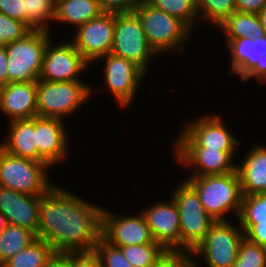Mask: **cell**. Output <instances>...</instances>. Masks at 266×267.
<instances>
[{
    "instance_id": "cell-11",
    "label": "cell",
    "mask_w": 266,
    "mask_h": 267,
    "mask_svg": "<svg viewBox=\"0 0 266 267\" xmlns=\"http://www.w3.org/2000/svg\"><path fill=\"white\" fill-rule=\"evenodd\" d=\"M102 60L105 63L102 73L106 80L105 85L110 90L109 93L120 107L128 108L135 100L146 73L135 63L111 52L100 57L93 64L101 63Z\"/></svg>"
},
{
    "instance_id": "cell-4",
    "label": "cell",
    "mask_w": 266,
    "mask_h": 267,
    "mask_svg": "<svg viewBox=\"0 0 266 267\" xmlns=\"http://www.w3.org/2000/svg\"><path fill=\"white\" fill-rule=\"evenodd\" d=\"M85 81L37 80V115L65 120L77 114L95 92ZM94 91V92H93ZM89 99V100H88Z\"/></svg>"
},
{
    "instance_id": "cell-36",
    "label": "cell",
    "mask_w": 266,
    "mask_h": 267,
    "mask_svg": "<svg viewBox=\"0 0 266 267\" xmlns=\"http://www.w3.org/2000/svg\"><path fill=\"white\" fill-rule=\"evenodd\" d=\"M143 0H98L103 12L106 13H131Z\"/></svg>"
},
{
    "instance_id": "cell-37",
    "label": "cell",
    "mask_w": 266,
    "mask_h": 267,
    "mask_svg": "<svg viewBox=\"0 0 266 267\" xmlns=\"http://www.w3.org/2000/svg\"><path fill=\"white\" fill-rule=\"evenodd\" d=\"M245 238L266 248V221H258L255 225H240Z\"/></svg>"
},
{
    "instance_id": "cell-39",
    "label": "cell",
    "mask_w": 266,
    "mask_h": 267,
    "mask_svg": "<svg viewBox=\"0 0 266 267\" xmlns=\"http://www.w3.org/2000/svg\"><path fill=\"white\" fill-rule=\"evenodd\" d=\"M71 267H101L94 251L71 252Z\"/></svg>"
},
{
    "instance_id": "cell-17",
    "label": "cell",
    "mask_w": 266,
    "mask_h": 267,
    "mask_svg": "<svg viewBox=\"0 0 266 267\" xmlns=\"http://www.w3.org/2000/svg\"><path fill=\"white\" fill-rule=\"evenodd\" d=\"M141 213L155 242L165 250H181L180 215L176 202L171 197L167 202L153 201Z\"/></svg>"
},
{
    "instance_id": "cell-7",
    "label": "cell",
    "mask_w": 266,
    "mask_h": 267,
    "mask_svg": "<svg viewBox=\"0 0 266 267\" xmlns=\"http://www.w3.org/2000/svg\"><path fill=\"white\" fill-rule=\"evenodd\" d=\"M48 169L45 163L13 156L0 147V187L41 196L54 185Z\"/></svg>"
},
{
    "instance_id": "cell-6",
    "label": "cell",
    "mask_w": 266,
    "mask_h": 267,
    "mask_svg": "<svg viewBox=\"0 0 266 267\" xmlns=\"http://www.w3.org/2000/svg\"><path fill=\"white\" fill-rule=\"evenodd\" d=\"M51 33L45 30H31L22 39L5 46L8 57L10 82L32 83L39 79L43 55Z\"/></svg>"
},
{
    "instance_id": "cell-21",
    "label": "cell",
    "mask_w": 266,
    "mask_h": 267,
    "mask_svg": "<svg viewBox=\"0 0 266 267\" xmlns=\"http://www.w3.org/2000/svg\"><path fill=\"white\" fill-rule=\"evenodd\" d=\"M253 146L237 163L242 195L266 193V145Z\"/></svg>"
},
{
    "instance_id": "cell-28",
    "label": "cell",
    "mask_w": 266,
    "mask_h": 267,
    "mask_svg": "<svg viewBox=\"0 0 266 267\" xmlns=\"http://www.w3.org/2000/svg\"><path fill=\"white\" fill-rule=\"evenodd\" d=\"M153 7L179 18L194 33L199 20L196 0H146Z\"/></svg>"
},
{
    "instance_id": "cell-33",
    "label": "cell",
    "mask_w": 266,
    "mask_h": 267,
    "mask_svg": "<svg viewBox=\"0 0 266 267\" xmlns=\"http://www.w3.org/2000/svg\"><path fill=\"white\" fill-rule=\"evenodd\" d=\"M93 251L98 256L101 267H133L123 256L119 247L109 244L102 237Z\"/></svg>"
},
{
    "instance_id": "cell-15",
    "label": "cell",
    "mask_w": 266,
    "mask_h": 267,
    "mask_svg": "<svg viewBox=\"0 0 266 267\" xmlns=\"http://www.w3.org/2000/svg\"><path fill=\"white\" fill-rule=\"evenodd\" d=\"M115 13L103 12L79 26L71 42L83 58L92 65L100 57L109 54L114 42ZM76 35V36H75Z\"/></svg>"
},
{
    "instance_id": "cell-10",
    "label": "cell",
    "mask_w": 266,
    "mask_h": 267,
    "mask_svg": "<svg viewBox=\"0 0 266 267\" xmlns=\"http://www.w3.org/2000/svg\"><path fill=\"white\" fill-rule=\"evenodd\" d=\"M219 114H206L186 122L172 146H201L219 150H238L234 137Z\"/></svg>"
},
{
    "instance_id": "cell-38",
    "label": "cell",
    "mask_w": 266,
    "mask_h": 267,
    "mask_svg": "<svg viewBox=\"0 0 266 267\" xmlns=\"http://www.w3.org/2000/svg\"><path fill=\"white\" fill-rule=\"evenodd\" d=\"M0 12L25 23L24 0H0Z\"/></svg>"
},
{
    "instance_id": "cell-12",
    "label": "cell",
    "mask_w": 266,
    "mask_h": 267,
    "mask_svg": "<svg viewBox=\"0 0 266 267\" xmlns=\"http://www.w3.org/2000/svg\"><path fill=\"white\" fill-rule=\"evenodd\" d=\"M230 54V76L238 75L241 81L255 79L266 84V35L261 38L245 37L225 39ZM253 78V79H251Z\"/></svg>"
},
{
    "instance_id": "cell-32",
    "label": "cell",
    "mask_w": 266,
    "mask_h": 267,
    "mask_svg": "<svg viewBox=\"0 0 266 267\" xmlns=\"http://www.w3.org/2000/svg\"><path fill=\"white\" fill-rule=\"evenodd\" d=\"M232 267H266V248L244 238Z\"/></svg>"
},
{
    "instance_id": "cell-43",
    "label": "cell",
    "mask_w": 266,
    "mask_h": 267,
    "mask_svg": "<svg viewBox=\"0 0 266 267\" xmlns=\"http://www.w3.org/2000/svg\"><path fill=\"white\" fill-rule=\"evenodd\" d=\"M258 16L266 34V5L259 11Z\"/></svg>"
},
{
    "instance_id": "cell-23",
    "label": "cell",
    "mask_w": 266,
    "mask_h": 267,
    "mask_svg": "<svg viewBox=\"0 0 266 267\" xmlns=\"http://www.w3.org/2000/svg\"><path fill=\"white\" fill-rule=\"evenodd\" d=\"M102 13L98 0H56L53 22L69 24L77 29Z\"/></svg>"
},
{
    "instance_id": "cell-18",
    "label": "cell",
    "mask_w": 266,
    "mask_h": 267,
    "mask_svg": "<svg viewBox=\"0 0 266 267\" xmlns=\"http://www.w3.org/2000/svg\"><path fill=\"white\" fill-rule=\"evenodd\" d=\"M64 122L57 118L36 116L38 162L47 164L51 169L68 158L70 144Z\"/></svg>"
},
{
    "instance_id": "cell-16",
    "label": "cell",
    "mask_w": 266,
    "mask_h": 267,
    "mask_svg": "<svg viewBox=\"0 0 266 267\" xmlns=\"http://www.w3.org/2000/svg\"><path fill=\"white\" fill-rule=\"evenodd\" d=\"M180 166L193 170L190 176L226 174L237 170L234 157L237 150H219L201 146H173Z\"/></svg>"
},
{
    "instance_id": "cell-9",
    "label": "cell",
    "mask_w": 266,
    "mask_h": 267,
    "mask_svg": "<svg viewBox=\"0 0 266 267\" xmlns=\"http://www.w3.org/2000/svg\"><path fill=\"white\" fill-rule=\"evenodd\" d=\"M111 53L123 57L137 66L146 74L150 60L158 54L149 45L142 22L135 12L115 13L114 42Z\"/></svg>"
},
{
    "instance_id": "cell-1",
    "label": "cell",
    "mask_w": 266,
    "mask_h": 267,
    "mask_svg": "<svg viewBox=\"0 0 266 267\" xmlns=\"http://www.w3.org/2000/svg\"><path fill=\"white\" fill-rule=\"evenodd\" d=\"M103 207L54 184L40 196L37 238L55 252L93 251L101 238Z\"/></svg>"
},
{
    "instance_id": "cell-24",
    "label": "cell",
    "mask_w": 266,
    "mask_h": 267,
    "mask_svg": "<svg viewBox=\"0 0 266 267\" xmlns=\"http://www.w3.org/2000/svg\"><path fill=\"white\" fill-rule=\"evenodd\" d=\"M215 29H218L226 39H240L245 37L255 39L266 35L258 14L254 13L235 11Z\"/></svg>"
},
{
    "instance_id": "cell-44",
    "label": "cell",
    "mask_w": 266,
    "mask_h": 267,
    "mask_svg": "<svg viewBox=\"0 0 266 267\" xmlns=\"http://www.w3.org/2000/svg\"><path fill=\"white\" fill-rule=\"evenodd\" d=\"M7 222L5 216L0 212V234L3 232V229L6 227Z\"/></svg>"
},
{
    "instance_id": "cell-35",
    "label": "cell",
    "mask_w": 266,
    "mask_h": 267,
    "mask_svg": "<svg viewBox=\"0 0 266 267\" xmlns=\"http://www.w3.org/2000/svg\"><path fill=\"white\" fill-rule=\"evenodd\" d=\"M152 267H193L192 254L182 250H165Z\"/></svg>"
},
{
    "instance_id": "cell-14",
    "label": "cell",
    "mask_w": 266,
    "mask_h": 267,
    "mask_svg": "<svg viewBox=\"0 0 266 267\" xmlns=\"http://www.w3.org/2000/svg\"><path fill=\"white\" fill-rule=\"evenodd\" d=\"M101 237L116 247L157 243L141 211L125 215L103 208Z\"/></svg>"
},
{
    "instance_id": "cell-8",
    "label": "cell",
    "mask_w": 266,
    "mask_h": 267,
    "mask_svg": "<svg viewBox=\"0 0 266 267\" xmlns=\"http://www.w3.org/2000/svg\"><path fill=\"white\" fill-rule=\"evenodd\" d=\"M237 226L231 221H215L204 240L191 252L193 267H200L199 256L203 257L207 267H232L245 238L241 226Z\"/></svg>"
},
{
    "instance_id": "cell-34",
    "label": "cell",
    "mask_w": 266,
    "mask_h": 267,
    "mask_svg": "<svg viewBox=\"0 0 266 267\" xmlns=\"http://www.w3.org/2000/svg\"><path fill=\"white\" fill-rule=\"evenodd\" d=\"M31 29L22 21L16 20L0 12V46L22 39Z\"/></svg>"
},
{
    "instance_id": "cell-31",
    "label": "cell",
    "mask_w": 266,
    "mask_h": 267,
    "mask_svg": "<svg viewBox=\"0 0 266 267\" xmlns=\"http://www.w3.org/2000/svg\"><path fill=\"white\" fill-rule=\"evenodd\" d=\"M239 225H255L258 221H266V193L243 195Z\"/></svg>"
},
{
    "instance_id": "cell-30",
    "label": "cell",
    "mask_w": 266,
    "mask_h": 267,
    "mask_svg": "<svg viewBox=\"0 0 266 267\" xmlns=\"http://www.w3.org/2000/svg\"><path fill=\"white\" fill-rule=\"evenodd\" d=\"M133 267H152L165 249L159 243H147L119 247Z\"/></svg>"
},
{
    "instance_id": "cell-5",
    "label": "cell",
    "mask_w": 266,
    "mask_h": 267,
    "mask_svg": "<svg viewBox=\"0 0 266 267\" xmlns=\"http://www.w3.org/2000/svg\"><path fill=\"white\" fill-rule=\"evenodd\" d=\"M171 198L179 211L181 250L192 252L206 237L215 220L204 209L196 190L184 179Z\"/></svg>"
},
{
    "instance_id": "cell-20",
    "label": "cell",
    "mask_w": 266,
    "mask_h": 267,
    "mask_svg": "<svg viewBox=\"0 0 266 267\" xmlns=\"http://www.w3.org/2000/svg\"><path fill=\"white\" fill-rule=\"evenodd\" d=\"M37 81L10 82L0 86V111L8 122L37 116Z\"/></svg>"
},
{
    "instance_id": "cell-41",
    "label": "cell",
    "mask_w": 266,
    "mask_h": 267,
    "mask_svg": "<svg viewBox=\"0 0 266 267\" xmlns=\"http://www.w3.org/2000/svg\"><path fill=\"white\" fill-rule=\"evenodd\" d=\"M47 267H71V252H55Z\"/></svg>"
},
{
    "instance_id": "cell-22",
    "label": "cell",
    "mask_w": 266,
    "mask_h": 267,
    "mask_svg": "<svg viewBox=\"0 0 266 267\" xmlns=\"http://www.w3.org/2000/svg\"><path fill=\"white\" fill-rule=\"evenodd\" d=\"M7 128V136L0 142V147L13 156L38 161L36 116L31 119L10 121Z\"/></svg>"
},
{
    "instance_id": "cell-27",
    "label": "cell",
    "mask_w": 266,
    "mask_h": 267,
    "mask_svg": "<svg viewBox=\"0 0 266 267\" xmlns=\"http://www.w3.org/2000/svg\"><path fill=\"white\" fill-rule=\"evenodd\" d=\"M24 5L25 24L31 30L53 31L51 23L54 21L55 6L49 0H24Z\"/></svg>"
},
{
    "instance_id": "cell-25",
    "label": "cell",
    "mask_w": 266,
    "mask_h": 267,
    "mask_svg": "<svg viewBox=\"0 0 266 267\" xmlns=\"http://www.w3.org/2000/svg\"><path fill=\"white\" fill-rule=\"evenodd\" d=\"M36 239L31 230L7 223L0 234V267Z\"/></svg>"
},
{
    "instance_id": "cell-2",
    "label": "cell",
    "mask_w": 266,
    "mask_h": 267,
    "mask_svg": "<svg viewBox=\"0 0 266 267\" xmlns=\"http://www.w3.org/2000/svg\"><path fill=\"white\" fill-rule=\"evenodd\" d=\"M185 180L196 190L204 209L215 221H230L225 217L230 212L238 219L243 195L237 170L226 174L189 176Z\"/></svg>"
},
{
    "instance_id": "cell-19",
    "label": "cell",
    "mask_w": 266,
    "mask_h": 267,
    "mask_svg": "<svg viewBox=\"0 0 266 267\" xmlns=\"http://www.w3.org/2000/svg\"><path fill=\"white\" fill-rule=\"evenodd\" d=\"M40 196L0 187V212L8 224L34 232L39 229Z\"/></svg>"
},
{
    "instance_id": "cell-3",
    "label": "cell",
    "mask_w": 266,
    "mask_h": 267,
    "mask_svg": "<svg viewBox=\"0 0 266 267\" xmlns=\"http://www.w3.org/2000/svg\"><path fill=\"white\" fill-rule=\"evenodd\" d=\"M140 18L149 45L160 55L185 52L192 30L179 18L153 7L146 0L134 11Z\"/></svg>"
},
{
    "instance_id": "cell-42",
    "label": "cell",
    "mask_w": 266,
    "mask_h": 267,
    "mask_svg": "<svg viewBox=\"0 0 266 267\" xmlns=\"http://www.w3.org/2000/svg\"><path fill=\"white\" fill-rule=\"evenodd\" d=\"M8 57L5 46H0V86L9 83Z\"/></svg>"
},
{
    "instance_id": "cell-13",
    "label": "cell",
    "mask_w": 266,
    "mask_h": 267,
    "mask_svg": "<svg viewBox=\"0 0 266 267\" xmlns=\"http://www.w3.org/2000/svg\"><path fill=\"white\" fill-rule=\"evenodd\" d=\"M51 41L53 39L47 43L44 51L39 80L83 81L81 75L89 71L86 69H89L90 64L71 41L63 40L58 43Z\"/></svg>"
},
{
    "instance_id": "cell-45",
    "label": "cell",
    "mask_w": 266,
    "mask_h": 267,
    "mask_svg": "<svg viewBox=\"0 0 266 267\" xmlns=\"http://www.w3.org/2000/svg\"><path fill=\"white\" fill-rule=\"evenodd\" d=\"M54 6L56 4V0H49Z\"/></svg>"
},
{
    "instance_id": "cell-40",
    "label": "cell",
    "mask_w": 266,
    "mask_h": 267,
    "mask_svg": "<svg viewBox=\"0 0 266 267\" xmlns=\"http://www.w3.org/2000/svg\"><path fill=\"white\" fill-rule=\"evenodd\" d=\"M236 11L258 14L266 5V0H235Z\"/></svg>"
},
{
    "instance_id": "cell-26",
    "label": "cell",
    "mask_w": 266,
    "mask_h": 267,
    "mask_svg": "<svg viewBox=\"0 0 266 267\" xmlns=\"http://www.w3.org/2000/svg\"><path fill=\"white\" fill-rule=\"evenodd\" d=\"M54 253L55 251L46 241L37 238L1 267H47Z\"/></svg>"
},
{
    "instance_id": "cell-29",
    "label": "cell",
    "mask_w": 266,
    "mask_h": 267,
    "mask_svg": "<svg viewBox=\"0 0 266 267\" xmlns=\"http://www.w3.org/2000/svg\"><path fill=\"white\" fill-rule=\"evenodd\" d=\"M199 19L215 28L236 11L235 0H196Z\"/></svg>"
}]
</instances>
